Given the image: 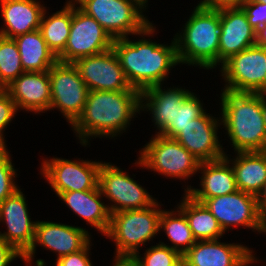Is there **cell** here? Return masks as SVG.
<instances>
[{"label":"cell","mask_w":266,"mask_h":266,"mask_svg":"<svg viewBox=\"0 0 266 266\" xmlns=\"http://www.w3.org/2000/svg\"><path fill=\"white\" fill-rule=\"evenodd\" d=\"M222 125L220 117L209 113L191 120L181 128L173 138L188 150L199 162L216 161L224 158L226 153L218 139V127Z\"/></svg>","instance_id":"obj_16"},{"label":"cell","mask_w":266,"mask_h":266,"mask_svg":"<svg viewBox=\"0 0 266 266\" xmlns=\"http://www.w3.org/2000/svg\"><path fill=\"white\" fill-rule=\"evenodd\" d=\"M255 44L256 30L250 26L243 9L221 8L218 65Z\"/></svg>","instance_id":"obj_19"},{"label":"cell","mask_w":266,"mask_h":266,"mask_svg":"<svg viewBox=\"0 0 266 266\" xmlns=\"http://www.w3.org/2000/svg\"><path fill=\"white\" fill-rule=\"evenodd\" d=\"M253 263H257V257L254 254H251L240 266H250Z\"/></svg>","instance_id":"obj_42"},{"label":"cell","mask_w":266,"mask_h":266,"mask_svg":"<svg viewBox=\"0 0 266 266\" xmlns=\"http://www.w3.org/2000/svg\"><path fill=\"white\" fill-rule=\"evenodd\" d=\"M89 91L133 90L118 57L111 48L103 53L77 59L73 63Z\"/></svg>","instance_id":"obj_15"},{"label":"cell","mask_w":266,"mask_h":266,"mask_svg":"<svg viewBox=\"0 0 266 266\" xmlns=\"http://www.w3.org/2000/svg\"><path fill=\"white\" fill-rule=\"evenodd\" d=\"M158 201L149 208L118 211L110 214V224L105 235L115 245V255L135 256L141 245H146L160 232L162 210Z\"/></svg>","instance_id":"obj_5"},{"label":"cell","mask_w":266,"mask_h":266,"mask_svg":"<svg viewBox=\"0 0 266 266\" xmlns=\"http://www.w3.org/2000/svg\"><path fill=\"white\" fill-rule=\"evenodd\" d=\"M91 241L80 251L65 255L56 260L55 266H93L89 251Z\"/></svg>","instance_id":"obj_36"},{"label":"cell","mask_w":266,"mask_h":266,"mask_svg":"<svg viewBox=\"0 0 266 266\" xmlns=\"http://www.w3.org/2000/svg\"><path fill=\"white\" fill-rule=\"evenodd\" d=\"M204 203L224 231L243 226L266 234V224L258 212L257 196L237 190L234 193L212 198H194ZM228 229V230H227Z\"/></svg>","instance_id":"obj_11"},{"label":"cell","mask_w":266,"mask_h":266,"mask_svg":"<svg viewBox=\"0 0 266 266\" xmlns=\"http://www.w3.org/2000/svg\"><path fill=\"white\" fill-rule=\"evenodd\" d=\"M252 253L243 244L205 240L196 241L182 259L185 266H240Z\"/></svg>","instance_id":"obj_21"},{"label":"cell","mask_w":266,"mask_h":266,"mask_svg":"<svg viewBox=\"0 0 266 266\" xmlns=\"http://www.w3.org/2000/svg\"><path fill=\"white\" fill-rule=\"evenodd\" d=\"M113 266H142L135 256H115Z\"/></svg>","instance_id":"obj_40"},{"label":"cell","mask_w":266,"mask_h":266,"mask_svg":"<svg viewBox=\"0 0 266 266\" xmlns=\"http://www.w3.org/2000/svg\"><path fill=\"white\" fill-rule=\"evenodd\" d=\"M134 1L139 3L144 9H147L146 6L148 5V3H147L148 0H134Z\"/></svg>","instance_id":"obj_44"},{"label":"cell","mask_w":266,"mask_h":266,"mask_svg":"<svg viewBox=\"0 0 266 266\" xmlns=\"http://www.w3.org/2000/svg\"><path fill=\"white\" fill-rule=\"evenodd\" d=\"M221 91L220 119L234 152L266 151L262 93Z\"/></svg>","instance_id":"obj_3"},{"label":"cell","mask_w":266,"mask_h":266,"mask_svg":"<svg viewBox=\"0 0 266 266\" xmlns=\"http://www.w3.org/2000/svg\"><path fill=\"white\" fill-rule=\"evenodd\" d=\"M246 13L250 26L256 31L266 25V4L257 1L245 0L240 6Z\"/></svg>","instance_id":"obj_35"},{"label":"cell","mask_w":266,"mask_h":266,"mask_svg":"<svg viewBox=\"0 0 266 266\" xmlns=\"http://www.w3.org/2000/svg\"><path fill=\"white\" fill-rule=\"evenodd\" d=\"M127 173L110 162H102L99 168L98 186L102 196H105L111 203L107 205L110 214L149 208L157 202Z\"/></svg>","instance_id":"obj_9"},{"label":"cell","mask_w":266,"mask_h":266,"mask_svg":"<svg viewBox=\"0 0 266 266\" xmlns=\"http://www.w3.org/2000/svg\"><path fill=\"white\" fill-rule=\"evenodd\" d=\"M7 146H0V203L13 195L20 187L15 182L18 175Z\"/></svg>","instance_id":"obj_33"},{"label":"cell","mask_w":266,"mask_h":266,"mask_svg":"<svg viewBox=\"0 0 266 266\" xmlns=\"http://www.w3.org/2000/svg\"><path fill=\"white\" fill-rule=\"evenodd\" d=\"M198 172L202 174L199 184L201 188H192L191 185L184 188V193L187 192L193 198H212L238 190L234 171L225 158L200 162Z\"/></svg>","instance_id":"obj_23"},{"label":"cell","mask_w":266,"mask_h":266,"mask_svg":"<svg viewBox=\"0 0 266 266\" xmlns=\"http://www.w3.org/2000/svg\"><path fill=\"white\" fill-rule=\"evenodd\" d=\"M176 266H185L183 259Z\"/></svg>","instance_id":"obj_45"},{"label":"cell","mask_w":266,"mask_h":266,"mask_svg":"<svg viewBox=\"0 0 266 266\" xmlns=\"http://www.w3.org/2000/svg\"><path fill=\"white\" fill-rule=\"evenodd\" d=\"M22 73L24 69L14 39L0 35V89H5Z\"/></svg>","instance_id":"obj_30"},{"label":"cell","mask_w":266,"mask_h":266,"mask_svg":"<svg viewBox=\"0 0 266 266\" xmlns=\"http://www.w3.org/2000/svg\"><path fill=\"white\" fill-rule=\"evenodd\" d=\"M153 25L151 23L138 34L141 36L139 40L118 38L114 39L112 46L129 84L140 92L163 85L170 70L179 64L174 38L171 45L145 38L154 35L156 27Z\"/></svg>","instance_id":"obj_1"},{"label":"cell","mask_w":266,"mask_h":266,"mask_svg":"<svg viewBox=\"0 0 266 266\" xmlns=\"http://www.w3.org/2000/svg\"><path fill=\"white\" fill-rule=\"evenodd\" d=\"M143 255H135L142 266H176L182 260L178 251L160 243L145 249Z\"/></svg>","instance_id":"obj_31"},{"label":"cell","mask_w":266,"mask_h":266,"mask_svg":"<svg viewBox=\"0 0 266 266\" xmlns=\"http://www.w3.org/2000/svg\"><path fill=\"white\" fill-rule=\"evenodd\" d=\"M16 258H23L12 245L0 238V266H9V264Z\"/></svg>","instance_id":"obj_37"},{"label":"cell","mask_w":266,"mask_h":266,"mask_svg":"<svg viewBox=\"0 0 266 266\" xmlns=\"http://www.w3.org/2000/svg\"><path fill=\"white\" fill-rule=\"evenodd\" d=\"M163 85L152 86L140 94V111H149L152 122L157 127L155 134L165 136L175 126L178 107L193 93L185 88L174 86L162 89Z\"/></svg>","instance_id":"obj_18"},{"label":"cell","mask_w":266,"mask_h":266,"mask_svg":"<svg viewBox=\"0 0 266 266\" xmlns=\"http://www.w3.org/2000/svg\"><path fill=\"white\" fill-rule=\"evenodd\" d=\"M256 45L266 48V25L256 31Z\"/></svg>","instance_id":"obj_41"},{"label":"cell","mask_w":266,"mask_h":266,"mask_svg":"<svg viewBox=\"0 0 266 266\" xmlns=\"http://www.w3.org/2000/svg\"><path fill=\"white\" fill-rule=\"evenodd\" d=\"M21 190L0 203V223L7 226L6 232L0 231V238L24 255L33 244L37 221H31L26 197Z\"/></svg>","instance_id":"obj_17"},{"label":"cell","mask_w":266,"mask_h":266,"mask_svg":"<svg viewBox=\"0 0 266 266\" xmlns=\"http://www.w3.org/2000/svg\"><path fill=\"white\" fill-rule=\"evenodd\" d=\"M24 72H45L58 61V57L47 46L40 30L18 35L13 38Z\"/></svg>","instance_id":"obj_26"},{"label":"cell","mask_w":266,"mask_h":266,"mask_svg":"<svg viewBox=\"0 0 266 266\" xmlns=\"http://www.w3.org/2000/svg\"><path fill=\"white\" fill-rule=\"evenodd\" d=\"M72 2V22L65 49L57 56L58 61L74 63L77 59L97 55L110 50L114 39L93 18Z\"/></svg>","instance_id":"obj_12"},{"label":"cell","mask_w":266,"mask_h":266,"mask_svg":"<svg viewBox=\"0 0 266 266\" xmlns=\"http://www.w3.org/2000/svg\"><path fill=\"white\" fill-rule=\"evenodd\" d=\"M176 208L186 216L196 241L217 240L225 234L217 219L204 203L195 200L187 192Z\"/></svg>","instance_id":"obj_27"},{"label":"cell","mask_w":266,"mask_h":266,"mask_svg":"<svg viewBox=\"0 0 266 266\" xmlns=\"http://www.w3.org/2000/svg\"><path fill=\"white\" fill-rule=\"evenodd\" d=\"M224 90L235 93L266 92V48L253 45L233 55L220 68Z\"/></svg>","instance_id":"obj_8"},{"label":"cell","mask_w":266,"mask_h":266,"mask_svg":"<svg viewBox=\"0 0 266 266\" xmlns=\"http://www.w3.org/2000/svg\"><path fill=\"white\" fill-rule=\"evenodd\" d=\"M140 94L135 88L123 91H89L81 115L72 124V130L80 144L86 147L93 137L114 138L123 131L126 132L132 118L141 112Z\"/></svg>","instance_id":"obj_2"},{"label":"cell","mask_w":266,"mask_h":266,"mask_svg":"<svg viewBox=\"0 0 266 266\" xmlns=\"http://www.w3.org/2000/svg\"><path fill=\"white\" fill-rule=\"evenodd\" d=\"M245 0H202L197 6L208 9L240 7Z\"/></svg>","instance_id":"obj_38"},{"label":"cell","mask_w":266,"mask_h":266,"mask_svg":"<svg viewBox=\"0 0 266 266\" xmlns=\"http://www.w3.org/2000/svg\"><path fill=\"white\" fill-rule=\"evenodd\" d=\"M183 26L175 34L179 64L215 69L218 65L220 9L194 7Z\"/></svg>","instance_id":"obj_4"},{"label":"cell","mask_w":266,"mask_h":266,"mask_svg":"<svg viewBox=\"0 0 266 266\" xmlns=\"http://www.w3.org/2000/svg\"><path fill=\"white\" fill-rule=\"evenodd\" d=\"M18 109L5 89H0V146H6L4 129L11 123Z\"/></svg>","instance_id":"obj_34"},{"label":"cell","mask_w":266,"mask_h":266,"mask_svg":"<svg viewBox=\"0 0 266 266\" xmlns=\"http://www.w3.org/2000/svg\"><path fill=\"white\" fill-rule=\"evenodd\" d=\"M46 13L47 10L45 9L39 30L47 46L58 56L65 49L70 34L72 1L67 0L65 6L51 16Z\"/></svg>","instance_id":"obj_28"},{"label":"cell","mask_w":266,"mask_h":266,"mask_svg":"<svg viewBox=\"0 0 266 266\" xmlns=\"http://www.w3.org/2000/svg\"><path fill=\"white\" fill-rule=\"evenodd\" d=\"M51 106L72 125L81 115L89 89L73 63L57 61L49 69Z\"/></svg>","instance_id":"obj_10"},{"label":"cell","mask_w":266,"mask_h":266,"mask_svg":"<svg viewBox=\"0 0 266 266\" xmlns=\"http://www.w3.org/2000/svg\"><path fill=\"white\" fill-rule=\"evenodd\" d=\"M262 115L266 125V92L262 93Z\"/></svg>","instance_id":"obj_43"},{"label":"cell","mask_w":266,"mask_h":266,"mask_svg":"<svg viewBox=\"0 0 266 266\" xmlns=\"http://www.w3.org/2000/svg\"><path fill=\"white\" fill-rule=\"evenodd\" d=\"M143 147L135 162L138 167L184 182L198 172L200 162L174 139L155 134Z\"/></svg>","instance_id":"obj_7"},{"label":"cell","mask_w":266,"mask_h":266,"mask_svg":"<svg viewBox=\"0 0 266 266\" xmlns=\"http://www.w3.org/2000/svg\"><path fill=\"white\" fill-rule=\"evenodd\" d=\"M102 161L69 160L63 158L43 159L41 175L47 180L53 191H87L98 186V173Z\"/></svg>","instance_id":"obj_13"},{"label":"cell","mask_w":266,"mask_h":266,"mask_svg":"<svg viewBox=\"0 0 266 266\" xmlns=\"http://www.w3.org/2000/svg\"><path fill=\"white\" fill-rule=\"evenodd\" d=\"M193 92L182 104L177 108L175 114V126L164 136L173 139L181 128L191 123V120L201 117L205 113L203 103Z\"/></svg>","instance_id":"obj_32"},{"label":"cell","mask_w":266,"mask_h":266,"mask_svg":"<svg viewBox=\"0 0 266 266\" xmlns=\"http://www.w3.org/2000/svg\"><path fill=\"white\" fill-rule=\"evenodd\" d=\"M5 90L15 102L17 109L35 114L50 111L51 88L49 71L24 72Z\"/></svg>","instance_id":"obj_20"},{"label":"cell","mask_w":266,"mask_h":266,"mask_svg":"<svg viewBox=\"0 0 266 266\" xmlns=\"http://www.w3.org/2000/svg\"><path fill=\"white\" fill-rule=\"evenodd\" d=\"M225 159L234 171L238 190L257 196L266 182V151L236 152Z\"/></svg>","instance_id":"obj_25"},{"label":"cell","mask_w":266,"mask_h":266,"mask_svg":"<svg viewBox=\"0 0 266 266\" xmlns=\"http://www.w3.org/2000/svg\"><path fill=\"white\" fill-rule=\"evenodd\" d=\"M89 234L86 228L38 220L33 244L23 255L22 261L24 260L26 265H32L37 246L57 253L58 260L62 256L82 250L91 241Z\"/></svg>","instance_id":"obj_14"},{"label":"cell","mask_w":266,"mask_h":266,"mask_svg":"<svg viewBox=\"0 0 266 266\" xmlns=\"http://www.w3.org/2000/svg\"><path fill=\"white\" fill-rule=\"evenodd\" d=\"M257 204L261 220L266 224V182L261 192L257 195Z\"/></svg>","instance_id":"obj_39"},{"label":"cell","mask_w":266,"mask_h":266,"mask_svg":"<svg viewBox=\"0 0 266 266\" xmlns=\"http://www.w3.org/2000/svg\"><path fill=\"white\" fill-rule=\"evenodd\" d=\"M70 210L89 225L96 228L101 235H105L110 224V212L107 204L102 202V194L97 186L87 191H67L57 195Z\"/></svg>","instance_id":"obj_24"},{"label":"cell","mask_w":266,"mask_h":266,"mask_svg":"<svg viewBox=\"0 0 266 266\" xmlns=\"http://www.w3.org/2000/svg\"><path fill=\"white\" fill-rule=\"evenodd\" d=\"M252 1H257L259 3H265L266 4V0H252Z\"/></svg>","instance_id":"obj_46"},{"label":"cell","mask_w":266,"mask_h":266,"mask_svg":"<svg viewBox=\"0 0 266 266\" xmlns=\"http://www.w3.org/2000/svg\"><path fill=\"white\" fill-rule=\"evenodd\" d=\"M37 0H0L4 26L0 35L15 38L18 35L38 30L46 7Z\"/></svg>","instance_id":"obj_22"},{"label":"cell","mask_w":266,"mask_h":266,"mask_svg":"<svg viewBox=\"0 0 266 266\" xmlns=\"http://www.w3.org/2000/svg\"><path fill=\"white\" fill-rule=\"evenodd\" d=\"M159 229L160 232L161 229L165 232L171 245H167L164 242L159 243L169 246L171 249L178 251L181 255H184L196 242L192 235L188 220L179 208L175 209V211L162 210Z\"/></svg>","instance_id":"obj_29"},{"label":"cell","mask_w":266,"mask_h":266,"mask_svg":"<svg viewBox=\"0 0 266 266\" xmlns=\"http://www.w3.org/2000/svg\"><path fill=\"white\" fill-rule=\"evenodd\" d=\"M93 17L113 39L138 35L152 22L144 16V8L134 0H71Z\"/></svg>","instance_id":"obj_6"}]
</instances>
